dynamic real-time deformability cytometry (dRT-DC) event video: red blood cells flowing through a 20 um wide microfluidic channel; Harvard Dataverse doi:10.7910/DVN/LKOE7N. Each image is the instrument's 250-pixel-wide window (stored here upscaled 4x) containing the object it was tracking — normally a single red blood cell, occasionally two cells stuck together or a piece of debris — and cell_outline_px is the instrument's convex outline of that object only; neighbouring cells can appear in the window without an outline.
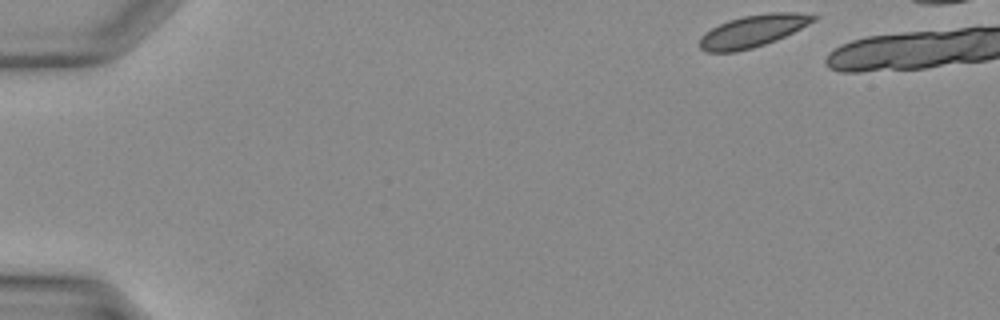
{"species": "Egyptian fruit bat (a non-hibernating species)", "species_latin": "Rousettus aegyptiacus", "temperature_condition": "warm", "stored_images_in_passage": 20, "camera_frame_rate_fps": 3000, "um_per_image_px": 0.085, "animal": {"sex": "female"}, "frame": {"image": 1, "passage_image": 1, "time_ms": 0.0, "image_size_px": [1000, 320], "cell_outline_px": [[820, 16], [816, 20], [784, 36], [764, 44], [752, 48], [736, 52], [708, 52], [700, 48], [700, 36], [704, 32], [728, 20], [744, 16], [768, 12], [796, 12]], "centroid_in_image_um": [63.98, 2.63], "position_along_channel_um": 21.0, "area_um2": 21.1}}
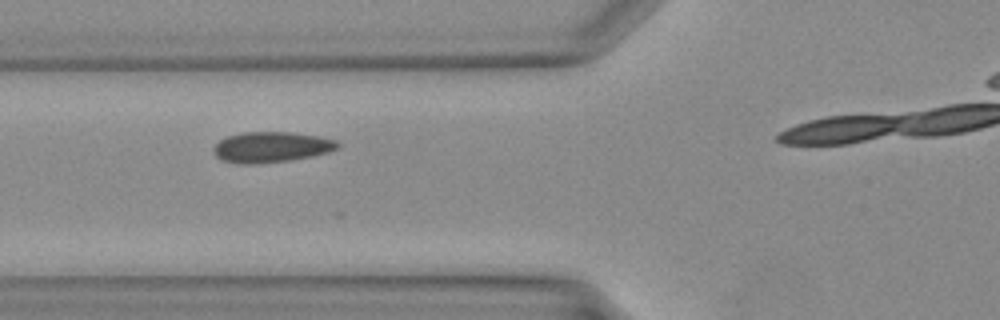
{"frame": {"image": 2, "passage_image": 12, "time_ms": 3.667, "image_size_px": [1000, 320], "cell_outline_px": [[340, 148], [328, 152], [312, 156], [292, 160], [256, 164], [236, 164], [220, 160], [212, 152], [212, 148], [220, 140], [228, 136], [244, 132], [292, 132], [316, 136], [336, 140], [340, 144]], "centroid_in_image_um": [23.04, 12.52], "position_along_channel_um": 102.8, "area_um2": 22.37}}